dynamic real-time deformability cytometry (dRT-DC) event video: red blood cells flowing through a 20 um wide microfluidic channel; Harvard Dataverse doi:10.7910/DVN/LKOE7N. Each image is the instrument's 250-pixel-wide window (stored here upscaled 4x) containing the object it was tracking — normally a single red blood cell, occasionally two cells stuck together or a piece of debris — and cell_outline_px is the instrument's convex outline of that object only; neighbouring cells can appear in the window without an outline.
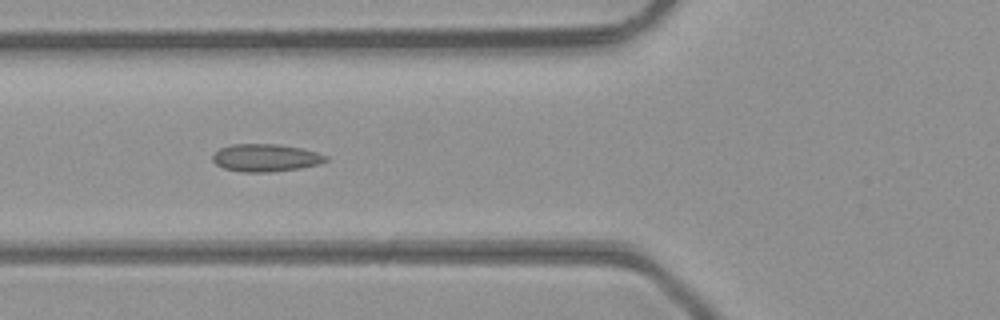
{"species": "common noctule bat (a hibernating species)", "species_latin": "Nyctalus noctula", "temperature_condition": "room temperature", "stored_images_in_passage": 47, "camera_frame_rate_fps": 3000, "um_per_image_px": 0.085, "animal": {"sex": "male", "body_mass_g": 23.1, "forearm_length_mm": 52.7}, "frame": {"image": 1, "passage_image": 17, "time_ms": 5.333, "image_size_px": [1000, 320], "cell_outline_px": [[328, 160], [320, 164], [300, 168], [272, 172], [240, 172], [224, 168], [216, 164], [212, 160], [212, 156], [220, 148], [232, 144], [280, 144], [300, 148], [316, 152], [328, 156]], "centroid_in_image_um": [22.59, 13.41], "position_along_channel_um": 103.2, "area_um2": 18.26}}
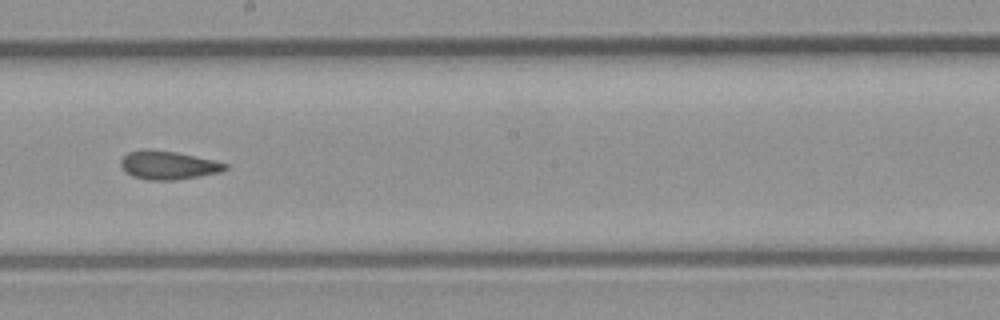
{"frame": {"image": 2, "passage_image": 26, "time_ms": 8.333, "image_size_px": [1000, 320], "cell_outline_px": [[228, 168], [220, 172], [200, 176], [172, 180], [148, 180], [132, 176], [124, 172], [120, 164], [120, 160], [128, 152], [148, 148], [176, 152], [216, 160], [228, 164]], "centroid_in_image_um": [14.28, 14.03], "position_along_channel_um": 233.9, "area_um2": 17.51}}
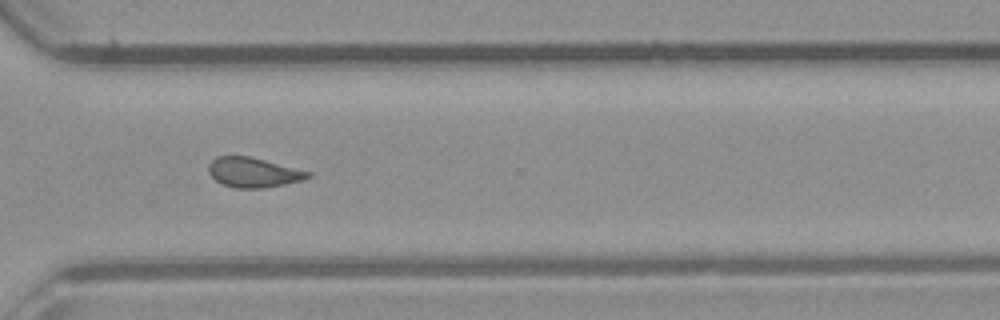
{"frame": {"image": 3, "passage_image": 34, "time_ms": 11.0, "image_size_px": [1000, 320], "cell_outline_px": [[312, 176], [300, 180], [284, 184], [264, 188], [236, 188], [224, 184], [216, 180], [208, 172], [208, 164], [216, 156], [248, 156], [312, 172]], "centroid_in_image_um": [21.52, 14.65], "position_along_channel_um": 349.1, "area_um2": 17.05}, "authors_computed_cell_mechanics": {"area_um2": 17.5134, "velocity_mm_per_s": 4.3388, "shape_relaxation_time_tau1_ms": null, "shape_relaxation_time_tau2_ms": 2.2888, "deformation_change_tau1": null, "deformation_change_tau2": 0.1048}}